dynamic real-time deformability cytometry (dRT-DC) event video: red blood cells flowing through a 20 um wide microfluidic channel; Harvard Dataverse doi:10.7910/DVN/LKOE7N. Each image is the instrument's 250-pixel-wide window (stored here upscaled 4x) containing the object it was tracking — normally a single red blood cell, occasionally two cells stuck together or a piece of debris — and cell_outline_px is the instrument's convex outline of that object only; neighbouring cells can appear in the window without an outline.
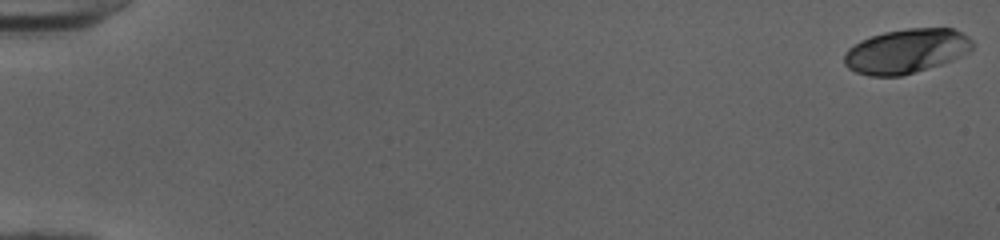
{"species": "human", "species_latin": "Homo sapiens", "temperature_condition": "cold", "stored_images_in_passage": 52, "camera_frame_rate_fps": 3000, "um_per_image_px": 0.085, "donor": {"sex": "female"}, "frame": {"image": 1, "passage_image": 1, "time_ms": 0.0, "image_size_px": [1000, 240], "cell_outline_px": [[972, 48], [968, 52], [952, 60], [928, 68], [900, 76], [868, 76], [856, 72], [848, 68], [844, 64], [844, 52], [848, 48], [860, 40], [884, 32], [908, 28], [952, 28], [968, 36], [972, 40]], "centroid_in_image_um": [77.0, 4.34], "position_along_channel_um": 8.0, "area_um2": 33.12}}
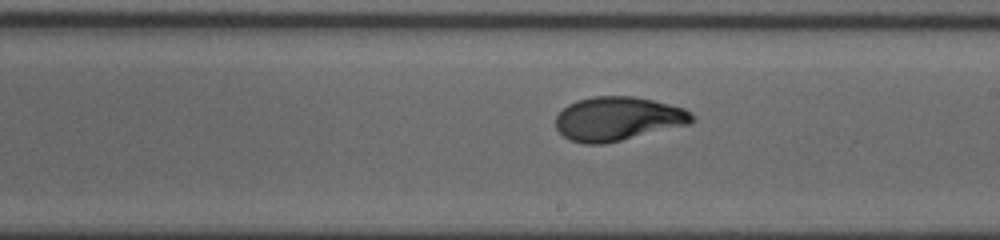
{"frame": {"image": 2, "passage_image": 32, "time_ms": 10.333, "image_size_px": [1000, 240], "cell_outline_px": [[696, 120], [688, 124], [604, 144], [584, 144], [568, 140], [556, 128], [556, 116], [568, 104], [576, 100], [592, 96], [632, 96], [652, 100], [684, 108], [692, 112]], "centroid_in_image_um": [52.5, 10.09], "position_along_channel_um": 236.5, "area_um2": 34.8}}
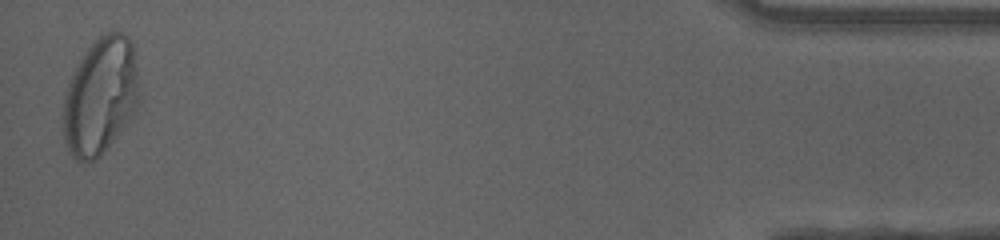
{"frame": {"image": 3, "passage_image": 52, "time_ms": 17.0, "image_size_px": [1000, 240], "cell_outline_px": [[140, 100], [132, 116], [100, 156], [84, 164], [76, 160], [68, 152], [64, 140], [64, 96], [68, 80], [76, 64], [92, 40], [104, 32], [112, 28], [128, 36], [132, 40], [140, 96]], "centroid_in_image_um": [8.53, 8.12], "position_along_channel_um": 426.7, "area_um2": 52.48}, "authors_computed_cell_mechanics": {"area_um2": 34.2465, "velocity_mm_per_s": 4.0085, "shape_relaxation_time_tau1_ms": 4.3405, "shape_relaxation_time_tau2_ms": 0.8127, "deformation_change_tau1": 0.1895, "deformation_change_tau2": 0.0528}}